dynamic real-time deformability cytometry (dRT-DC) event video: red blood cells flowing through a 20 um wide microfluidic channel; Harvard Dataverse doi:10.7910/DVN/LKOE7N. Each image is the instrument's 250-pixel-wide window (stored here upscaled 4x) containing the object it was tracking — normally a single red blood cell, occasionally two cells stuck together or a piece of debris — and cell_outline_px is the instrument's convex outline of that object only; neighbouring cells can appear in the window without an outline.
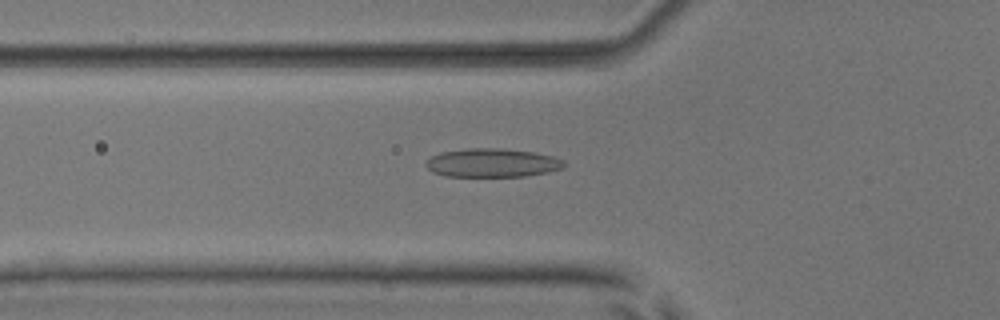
{"species": "common noctule bat (a hibernating species)", "species_latin": "Nyctalus noctula", "temperature_condition": "room temperature", "stored_images_in_passage": 35, "camera_frame_rate_fps": 3000, "um_per_image_px": 0.085, "animal": {"sex": "male", "body_mass_g": 17.9, "forearm_length_mm": 54.2}, "frame": {"image": 1, "passage_image": 5, "time_ms": 1.333, "image_size_px": [1000, 320], "cell_outline_px": [[564, 168], [548, 172], [524, 176], [448, 176], [432, 172], [424, 164], [432, 156], [440, 152], [464, 148], [504, 148], [536, 152], [552, 156], [564, 160]], "centroid_in_image_um": [41.85, 13.83], "position_along_channel_um": 84.0, "area_um2": 23.18}}
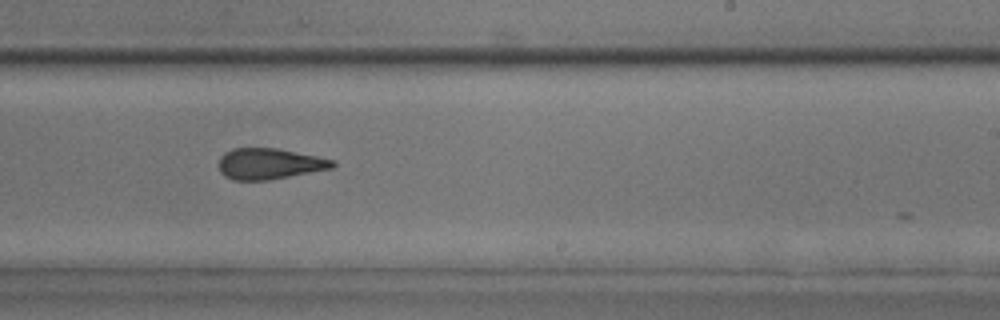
{"frame": {"image": 2, "passage_image": 19, "time_ms": 6.0, "image_size_px": [1000, 320], "cell_outline_px": [[336, 164], [332, 168], [268, 180], [232, 180], [224, 176], [220, 172], [220, 156], [224, 152], [232, 148], [276, 148], [336, 160]], "centroid_in_image_um": [22.88, 13.92], "position_along_channel_um": 266.1, "area_um2": 20.46}}
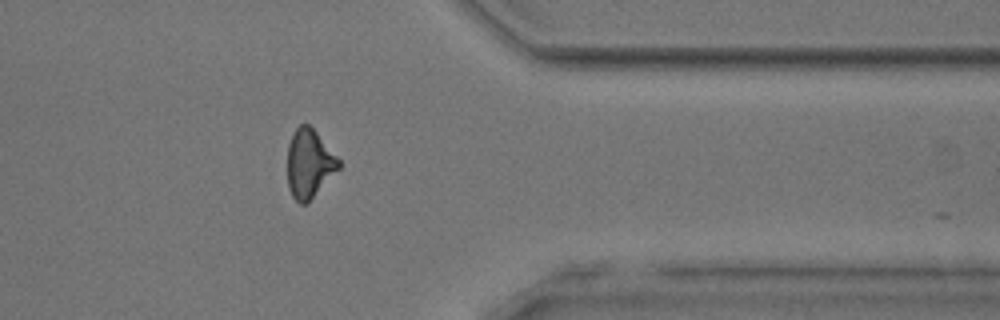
{"frame": {"image": 3, "passage_image": 29, "time_ms": 9.333, "image_size_px": [1000, 320], "cell_outline_px": [[340, 168], [308, 204], [300, 204], [292, 196], [288, 188], [288, 144], [292, 132], [300, 124], [308, 124], [316, 132], [340, 160]], "centroid_in_image_um": [26.28, 13.93], "position_along_channel_um": 385.1, "area_um2": 20.63}, "authors_computed_cell_mechanics": {"area_um2": 21.0392, "velocity_mm_per_s": 3.9037, "shape_relaxation_time_tau1_ms": 4.238, "shape_relaxation_time_tau2_ms": 2.5871, "deformation_change_tau1": 0.1294, "deformation_change_tau2": 0.1136}}